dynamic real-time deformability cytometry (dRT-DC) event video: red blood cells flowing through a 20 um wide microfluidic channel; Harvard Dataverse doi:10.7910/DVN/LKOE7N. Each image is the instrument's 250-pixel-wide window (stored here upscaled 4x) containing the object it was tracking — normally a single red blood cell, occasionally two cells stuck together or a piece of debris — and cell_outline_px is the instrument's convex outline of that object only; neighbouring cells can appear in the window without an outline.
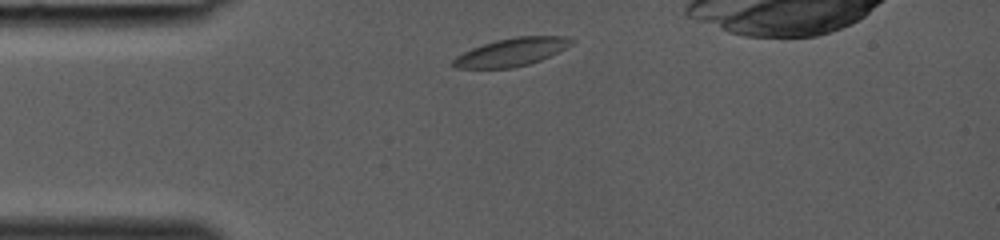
{"species": "common noctule bat (a hibernating species)", "species_latin": "Nyctalus noctula", "temperature_condition": "room temperature", "stored_images_in_passage": 6, "camera_frame_rate_fps": 3000, "um_per_image_px": 0.085, "animal": {"sex": "female", "body_mass_g": 19.0, "forearm_length_mm": 53.3}, "frame": {"image": 1, "passage_image": 1, "time_ms": 0.0, "image_size_px": [1000, 240], "cell_outline_px": [[576, 40], [572, 44], [540, 60], [528, 64], [512, 68], [456, 68], [452, 64], [452, 60], [456, 56], [472, 48], [496, 40], [516, 36], [568, 36]], "centroid_in_image_um": [43.48, 4.42], "position_along_channel_um": 41.5, "area_um2": 19.13}}
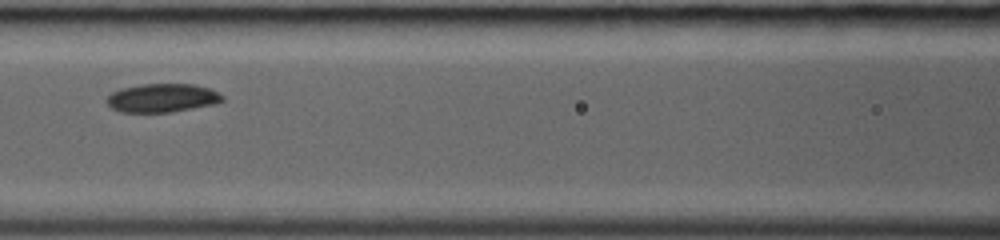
{"frame": {"image": 2, "passage_image": 4, "time_ms": 1.0, "image_size_px": [1000, 240], "cell_outline_px": [[224, 100], [216, 104], [172, 112], [120, 112], [112, 108], [104, 100], [112, 92], [120, 88], [140, 84], [196, 84], [208, 88], [224, 96]], "centroid_in_image_um": [13.78, 8.32], "position_along_channel_um": 152.8, "area_um2": 19.42}}
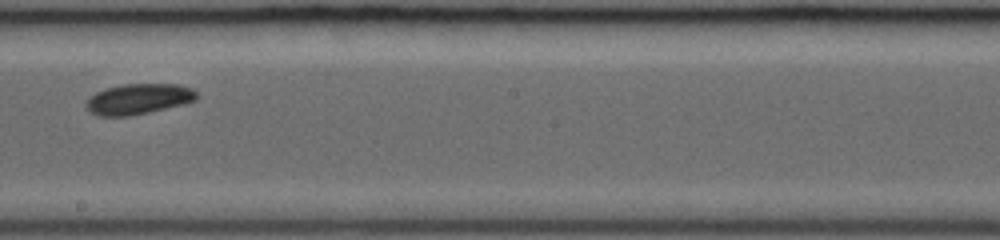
{"frame": {"image": 3, "passage_image": 6, "time_ms": 1.667, "image_size_px": [1000, 240], "cell_outline_px": [[200, 96], [196, 100], [184, 104], [132, 116], [96, 116], [88, 112], [84, 104], [88, 96], [104, 88], [124, 84], [180, 84], [192, 88]], "centroid_in_image_um": [11.74, 8.42], "position_along_channel_um": 236.5, "area_um2": 20.17}}